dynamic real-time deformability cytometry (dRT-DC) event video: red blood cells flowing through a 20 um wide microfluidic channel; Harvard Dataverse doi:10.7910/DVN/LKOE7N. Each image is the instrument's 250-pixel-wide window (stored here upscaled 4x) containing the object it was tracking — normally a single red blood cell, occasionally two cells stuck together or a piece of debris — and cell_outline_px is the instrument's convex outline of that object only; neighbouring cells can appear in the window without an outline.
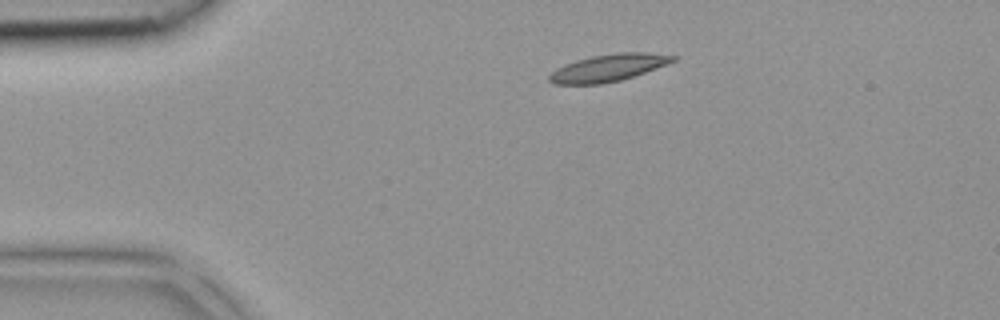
{"species": "common noctule bat (a hibernating species)", "species_latin": "Nyctalus noctula", "temperature_condition": "room temperature", "stored_images_in_passage": 34, "camera_frame_rate_fps": 3000, "um_per_image_px": 0.085, "animal": {"sex": "female", "body_mass_g": 18.4}, "frame": {"image": 1, "passage_image": 1, "time_ms": 0.0, "image_size_px": [1000, 320], "cell_outline_px": [[676, 60], [668, 64], [620, 80], [600, 84], [552, 84], [548, 80], [548, 76], [556, 68], [576, 60], [592, 56], [616, 52], [644, 52], [676, 56]], "centroid_in_image_um": [51.68, 5.76], "position_along_channel_um": 33.3, "area_um2": 19.42}}
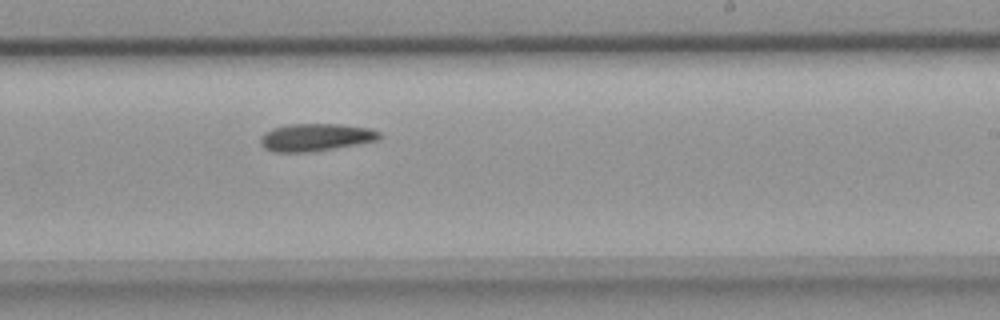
{"frame": {"image": 2, "passage_image": 18, "time_ms": 5.667, "image_size_px": [1000, 320], "cell_outline_px": [[384, 136], [380, 140], [312, 152], [272, 152], [264, 148], [260, 144], [260, 136], [264, 132], [272, 128], [288, 124], [340, 124], [368, 128], [380, 132]], "centroid_in_image_um": [26.82, 11.67], "position_along_channel_um": 262.2, "area_um2": 19.36}}
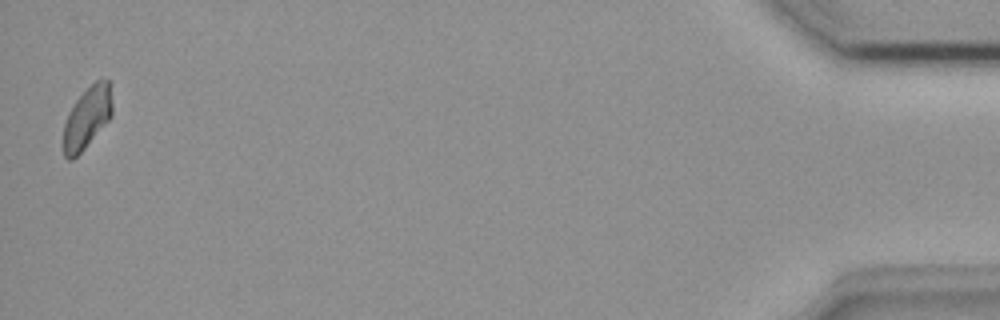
{"frame": {"image": 3, "passage_image": 34, "time_ms": 11.0, "image_size_px": [1000, 320], "cell_outline_px": [[112, 116], [84, 148], [72, 160], [68, 160], [64, 156], [64, 124], [68, 112], [76, 100], [96, 80], [108, 80], [112, 104]], "centroid_in_image_um": [7.39, 10.02], "position_along_channel_um": 427.8, "area_um2": 17.11}}